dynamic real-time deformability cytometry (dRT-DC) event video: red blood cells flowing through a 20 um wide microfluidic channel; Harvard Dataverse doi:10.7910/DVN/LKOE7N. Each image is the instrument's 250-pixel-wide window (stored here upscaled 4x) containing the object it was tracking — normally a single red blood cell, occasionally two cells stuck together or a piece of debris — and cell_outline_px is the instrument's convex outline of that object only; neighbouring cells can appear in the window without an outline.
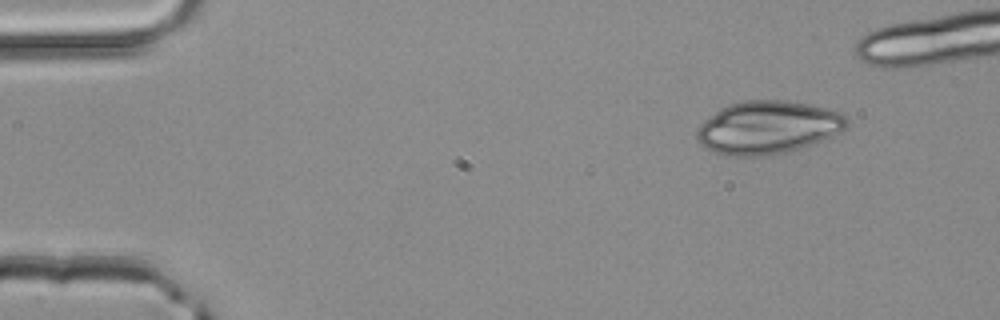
{"species": "common noctule bat (a hibernating species)", "species_latin": "Nyctalus noctula", "temperature_condition": "room temperature", "stored_images_in_passage": 5, "camera_frame_rate_fps": 3000, "um_per_image_px": 0.085, "animal": {"sex": "male", "body_mass_g": 20.4}, "frame": {"image": 1, "passage_image": 5, "time_ms": 1.333, "image_size_px": [1000, 320], "cell_outline_px": [[848, 124], [840, 132], [832, 136], [812, 144], [800, 148], [768, 156], [728, 156], [712, 152], [704, 148], [700, 144], [696, 136], [696, 132], [700, 124], [704, 120], [720, 108], [728, 104], [744, 100], [784, 100], [812, 104], [836, 112], [844, 116], [848, 120]], "centroid_in_image_um": [65.21, 10.84], "position_along_channel_um": 19.8, "area_um2": 46.41}}